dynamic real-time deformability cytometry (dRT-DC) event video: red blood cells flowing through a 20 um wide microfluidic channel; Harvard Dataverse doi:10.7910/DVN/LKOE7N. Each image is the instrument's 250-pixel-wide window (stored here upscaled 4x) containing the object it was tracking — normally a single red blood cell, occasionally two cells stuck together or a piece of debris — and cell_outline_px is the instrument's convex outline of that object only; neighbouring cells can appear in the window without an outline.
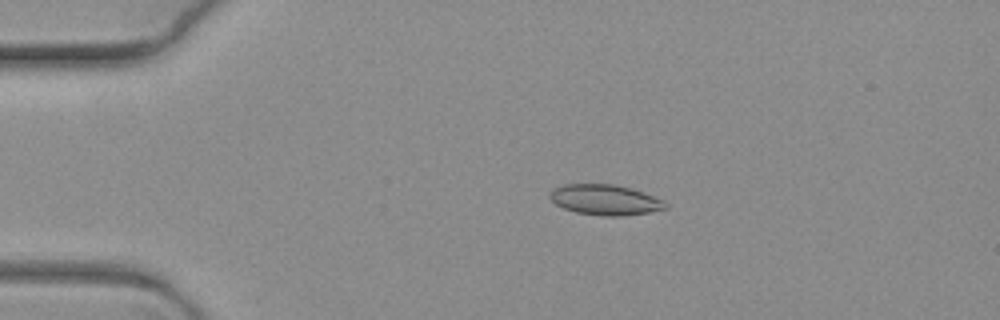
{"species": "common noctule bat (a hibernating species)", "species_latin": "Nyctalus noctula", "temperature_condition": "warm", "stored_images_in_passage": 5, "camera_frame_rate_fps": 3000, "um_per_image_px": 0.085, "animal": {"sex": "female", "body_mass_g": 19.3, "forearm_length_mm": 54.1}, "frame": {"image": 1, "passage_image": 1, "time_ms": 0.0, "image_size_px": [1000, 320], "cell_outline_px": [[668, 208], [648, 212], [624, 216], [604, 216], [576, 212], [564, 208], [556, 204], [548, 196], [552, 188], [564, 184], [616, 184], [664, 200], [668, 204]], "centroid_in_image_um": [51.41, 16.98], "position_along_channel_um": 33.6, "area_um2": 20.4}}
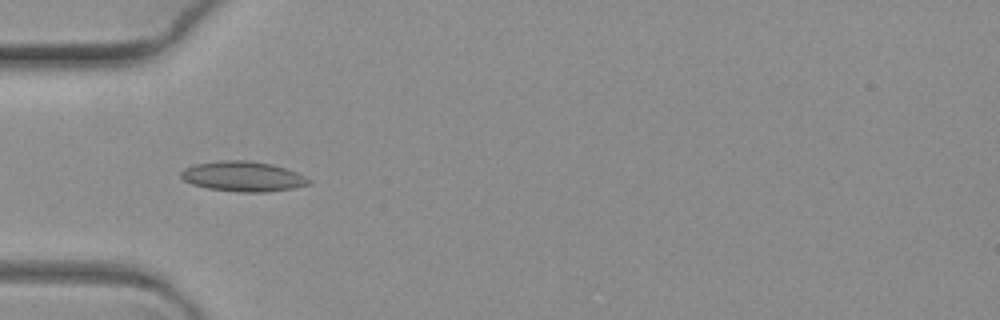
{"frame": {"image": 2, "passage_image": 3, "time_ms": 0.667, "image_size_px": [1000, 320], "cell_outline_px": [[312, 180], [308, 184], [292, 188], [264, 192], [240, 192], [208, 188], [192, 184], [184, 180], [180, 176], [180, 172], [184, 168], [196, 164], [220, 160], [244, 160], [272, 164], [296, 172]], "centroid_in_image_um": [20.62, 14.99], "position_along_channel_um": 64.4, "area_um2": 22.2}}